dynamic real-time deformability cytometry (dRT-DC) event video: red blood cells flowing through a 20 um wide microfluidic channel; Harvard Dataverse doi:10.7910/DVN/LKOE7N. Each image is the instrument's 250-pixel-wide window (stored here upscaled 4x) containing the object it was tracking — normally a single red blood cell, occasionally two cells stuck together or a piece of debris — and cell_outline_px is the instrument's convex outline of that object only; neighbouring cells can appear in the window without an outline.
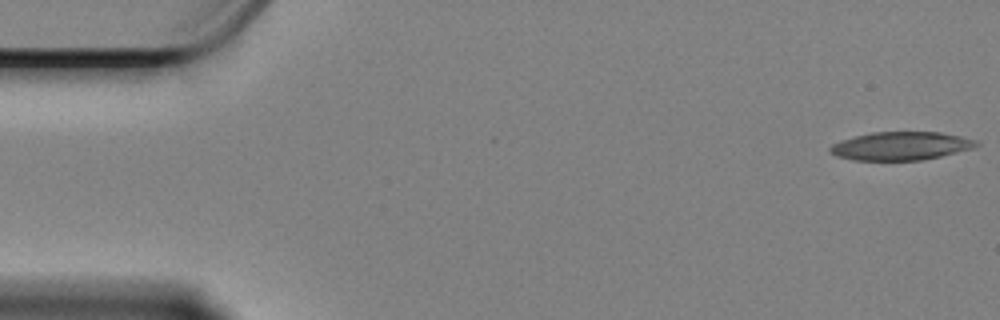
{"species": "Egyptian fruit bat (a non-hibernating species)", "species_latin": "Rousettus aegyptiacus", "temperature_condition": "cold", "stored_images_in_passage": 58, "camera_frame_rate_fps": 3000, "um_per_image_px": 0.085, "animal": {"sex": "female"}, "frame": {"image": 1, "passage_image": 1, "time_ms": 0.0, "image_size_px": [1000, 320], "cell_outline_px": [[980, 144], [972, 148], [940, 156], [920, 160], [852, 160], [836, 156], [828, 152], [828, 148], [832, 144], [840, 140], [872, 132], [940, 132], [960, 136], [976, 140]], "centroid_in_image_um": [76.52, 12.4], "position_along_channel_um": 8.5, "area_um2": 24.04}}
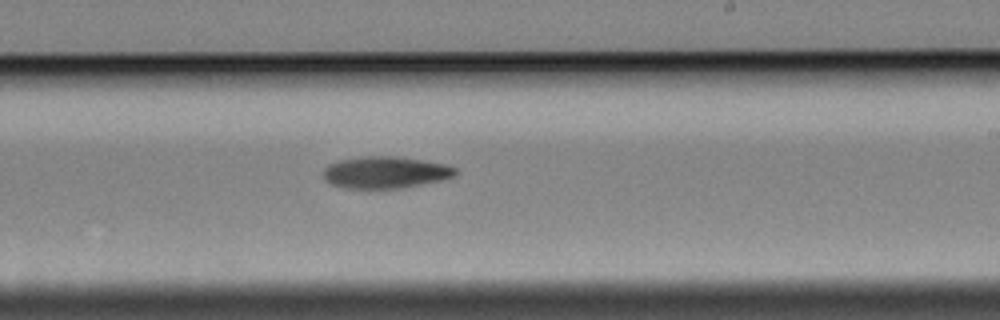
{"frame": {"image": 2, "passage_image": 34, "time_ms": 11.0, "image_size_px": [1000, 320], "cell_outline_px": [[456, 172], [452, 176], [440, 180], [396, 188], [348, 188], [332, 184], [324, 180], [324, 168], [328, 164], [340, 160], [364, 156], [396, 156], [444, 164], [456, 168]], "centroid_in_image_um": [32.69, 14.64], "position_along_channel_um": 256.3, "area_um2": 23.99}}
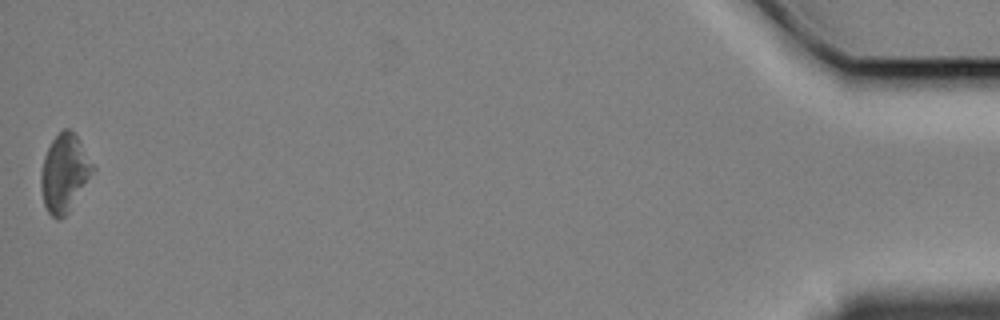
{"frame": {"image": 3, "passage_image": 58, "time_ms": 19.0, "image_size_px": [1000, 320], "cell_outline_px": [[96, 168], [64, 216], [60, 220], [56, 220], [48, 212], [44, 204], [40, 188], [40, 172], [44, 156], [52, 140], [64, 128], [68, 128], [80, 140]], "centroid_in_image_um": [5.46, 14.7], "position_along_channel_um": 429.7, "area_um2": 23.18}}